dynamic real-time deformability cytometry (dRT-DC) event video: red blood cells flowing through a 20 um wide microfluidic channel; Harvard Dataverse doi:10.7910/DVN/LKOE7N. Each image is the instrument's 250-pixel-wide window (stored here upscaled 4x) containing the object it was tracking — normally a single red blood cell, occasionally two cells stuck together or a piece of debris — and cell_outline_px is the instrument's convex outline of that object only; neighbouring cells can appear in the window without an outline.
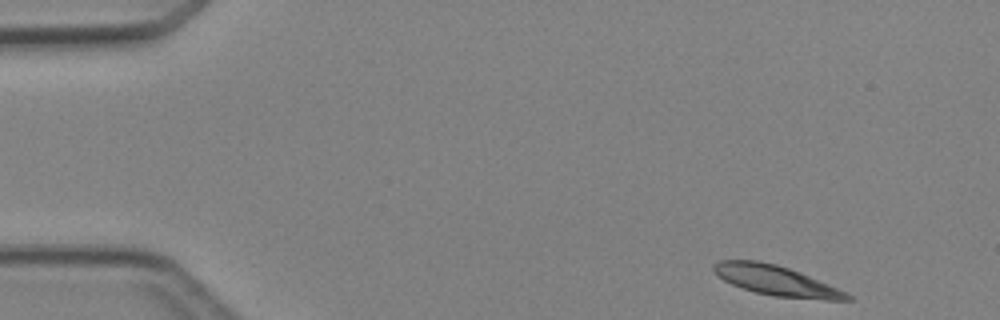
{"species": "Egyptian fruit bat (a non-hibernating species)", "species_latin": "Rousettus aegyptiacus", "temperature_condition": "cold", "stored_images_in_passage": 5, "camera_frame_rate_fps": 3000, "um_per_image_px": 0.085, "animal": {"sex": "female"}, "frame": {"image": 1, "passage_image": 1, "time_ms": 0.0, "image_size_px": [1000, 320], "cell_outline_px": [[852, 300], [824, 300], [772, 296], [756, 292], [732, 284], [724, 280], [712, 268], [712, 264], [720, 260], [756, 260], [776, 264], [800, 272], [848, 292], [852, 296]], "centroid_in_image_um": [66.02, 23.85], "position_along_channel_um": 19.0, "area_um2": 23.24}}
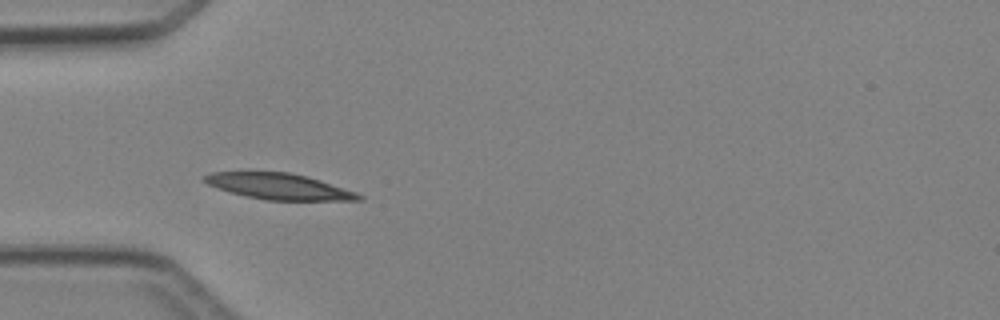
{"frame": {"image": 2, "passage_image": 4, "time_ms": 3.333, "image_size_px": [1000, 320], "cell_outline_px": [[364, 200], [268, 200], [248, 196], [232, 192], [208, 184], [200, 180], [204, 176], [212, 172], [288, 172], [320, 180], [356, 192], [364, 196]], "centroid_in_image_um": [23.73, 15.84], "position_along_channel_um": 61.3, "area_um2": 22.95}}
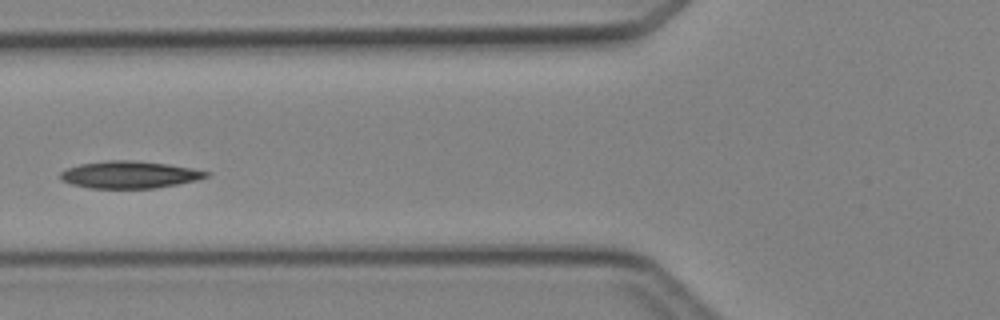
{"frame": {"image": 3, "passage_image": 5, "time_ms": 4.667, "image_size_px": [1000, 320], "cell_outline_px": [[212, 172], [208, 176], [196, 180], [156, 188], [88, 188], [72, 184], [60, 180], [60, 172], [68, 168], [80, 164], [108, 160], [132, 160], [164, 164], [192, 168]], "centroid_in_image_um": [10.99, 14.85], "position_along_channel_um": 114.8, "area_um2": 22.95}}